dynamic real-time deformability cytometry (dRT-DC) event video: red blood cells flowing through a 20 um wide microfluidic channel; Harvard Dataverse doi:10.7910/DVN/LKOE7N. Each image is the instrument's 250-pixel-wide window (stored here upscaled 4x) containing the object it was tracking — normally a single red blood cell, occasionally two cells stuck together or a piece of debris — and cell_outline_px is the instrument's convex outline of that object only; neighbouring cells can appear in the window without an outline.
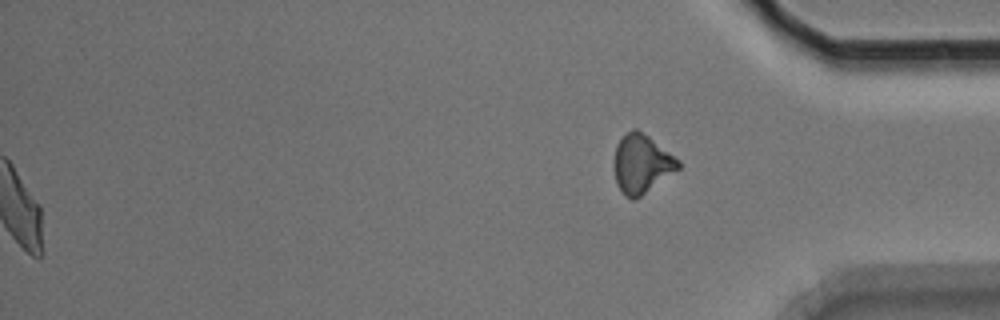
{"species": "Egyptian fruit bat (a non-hibernating species)", "species_latin": "Rousettus aegyptiacus", "temperature_condition": "room temperature", "stored_images_in_passage": 54, "segment_of_instrument_passage": [2, 2], "camera_frame_rate_fps": 3000, "um_per_image_px": 0.085, "animal": {"sex": "male"}, "frame": {"image": 1, "passage_image": 54, "time_ms": 17.667, "image_size_px": [1000, 320], "cell_outline_px": [[680, 168], [636, 200], [632, 200], [624, 196], [616, 184], [612, 164], [612, 160], [616, 144], [632, 128], [636, 128], [648, 136], [680, 160]], "centroid_in_image_um": [54.5, 13.95], "position_along_channel_um": 380.7, "area_um2": 22.25}}